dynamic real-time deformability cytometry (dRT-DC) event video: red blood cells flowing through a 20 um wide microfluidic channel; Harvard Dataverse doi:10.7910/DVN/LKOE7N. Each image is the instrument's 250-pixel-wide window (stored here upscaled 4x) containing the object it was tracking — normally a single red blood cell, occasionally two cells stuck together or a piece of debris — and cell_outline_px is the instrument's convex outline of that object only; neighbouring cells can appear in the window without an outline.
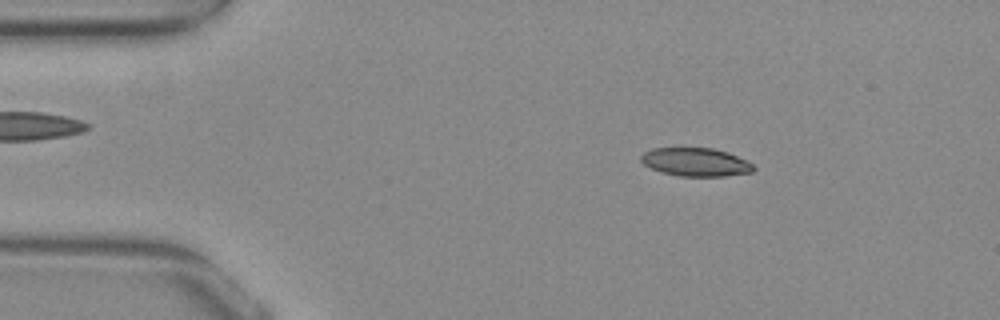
{"species": "common noctule bat (a hibernating species)", "species_latin": "Nyctalus noctula", "temperature_condition": "warm", "stored_images_in_passage": 52, "camera_frame_rate_fps": 3000, "um_per_image_px": 0.085, "animal": {"sex": "female", "body_mass_g": 29.2, "forearm_length_mm": 56.3}, "frame": {"image": 1, "passage_image": 8, "time_ms": 2.333, "image_size_px": [1000, 320], "cell_outline_px": [[756, 168], [752, 172], [724, 176], [680, 176], [664, 172], [652, 168], [644, 164], [640, 160], [640, 156], [644, 152], [652, 148], [712, 148], [728, 152], [752, 164]], "centroid_in_image_um": [59.12, 13.77], "position_along_channel_um": 25.9, "area_um2": 18.38}}
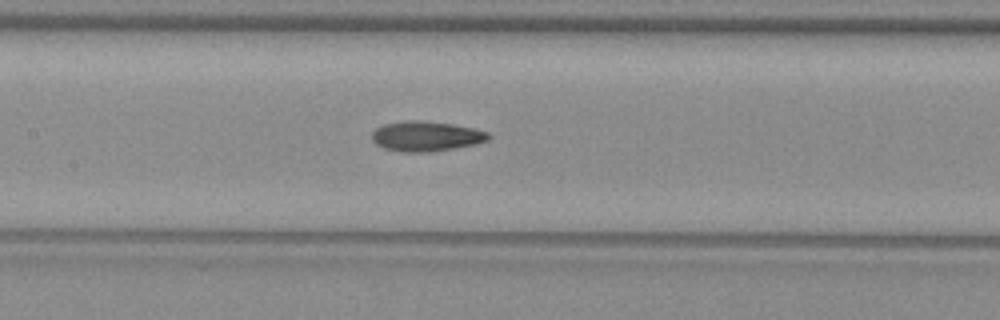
{"frame": {"image": 2, "passage_image": 24, "time_ms": 7.667, "image_size_px": [1000, 320], "cell_outline_px": [[492, 136], [488, 140], [476, 144], [432, 152], [400, 152], [384, 148], [376, 144], [372, 140], [372, 132], [376, 128], [384, 124], [412, 120], [420, 120], [452, 124], [472, 128], [488, 132]], "centroid_in_image_um": [36.22, 11.59], "position_along_channel_um": 171.2, "area_um2": 20.4}}
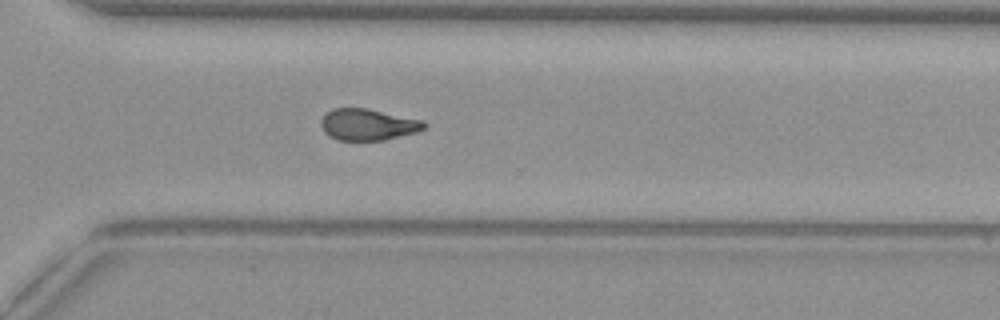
{"frame": {"image": 3, "passage_image": 37, "time_ms": 12.0, "image_size_px": [1000, 320], "cell_outline_px": [[428, 124], [424, 128], [416, 132], [384, 140], [336, 140], [328, 136], [324, 132], [320, 124], [320, 120], [332, 108], [368, 108], [424, 120]], "centroid_in_image_um": [31.27, 10.58], "position_along_channel_um": 339.3, "area_um2": 19.07}, "authors_computed_cell_mechanics": {"area_um2": 19.4208, "velocity_mm_per_s": 3.8952, "shape_relaxation_time_tau1_ms": null, "shape_relaxation_time_tau2_ms": 3.2407, "deformation_change_tau1": null, "deformation_change_tau2": 0.1086}}